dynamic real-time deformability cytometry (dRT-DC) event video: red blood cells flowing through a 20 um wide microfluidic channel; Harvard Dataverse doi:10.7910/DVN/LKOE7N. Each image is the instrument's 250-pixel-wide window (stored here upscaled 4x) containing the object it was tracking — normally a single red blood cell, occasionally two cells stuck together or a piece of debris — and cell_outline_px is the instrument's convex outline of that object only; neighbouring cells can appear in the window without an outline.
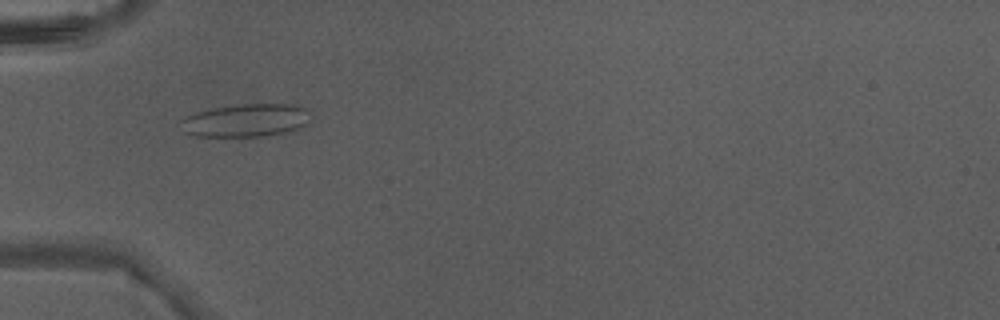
{"species": "Egyptian fruit bat (a non-hibernating species)", "species_latin": "Rousettus aegyptiacus", "temperature_condition": "warm", "stored_images_in_passage": 4, "camera_frame_rate_fps": 3000, "um_per_image_px": 0.085, "animal": {"sex": "male"}, "frame": {"image": 1, "passage_image": 4, "time_ms": 1.0, "image_size_px": [1000, 320], "cell_outline_px": [[312, 120], [308, 124], [300, 128], [284, 132], [264, 136], [196, 136], [184, 132], [176, 124], [184, 116], [196, 112], [212, 108], [236, 104], [292, 104], [304, 108], [312, 112]], "centroid_in_image_um": [20.89, 10.22], "position_along_channel_um": 64.1, "area_um2": 25.49}}